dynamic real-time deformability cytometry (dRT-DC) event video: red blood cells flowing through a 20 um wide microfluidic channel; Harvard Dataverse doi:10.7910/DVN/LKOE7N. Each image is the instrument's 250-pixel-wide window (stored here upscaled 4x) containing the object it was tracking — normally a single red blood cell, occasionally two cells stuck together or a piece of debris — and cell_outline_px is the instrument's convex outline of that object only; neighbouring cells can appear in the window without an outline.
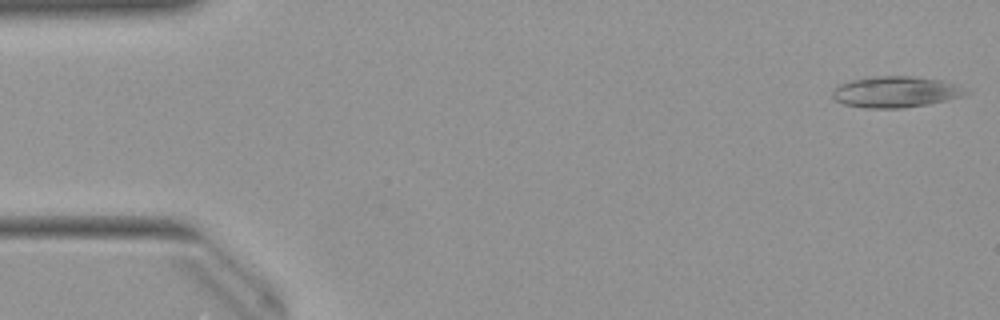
{"species": "Egyptian fruit bat (a non-hibernating species)", "species_latin": "Rousettus aegyptiacus", "temperature_condition": "warm", "stored_images_in_passage": 50, "camera_frame_rate_fps": 3000, "um_per_image_px": 0.085, "animal": {"sex": "female"}, "frame": {"image": 1, "passage_image": 1, "time_ms": 0.0, "image_size_px": [1000, 320], "cell_outline_px": [[972, 92], [964, 96], [948, 100], [928, 104], [904, 108], [864, 108], [844, 104], [836, 100], [832, 96], [832, 92], [836, 84], [852, 80], [872, 76], [912, 76], [944, 80], [956, 84]], "centroid_in_image_um": [76.15, 7.8], "position_along_channel_um": 8.8, "area_um2": 24.57}}
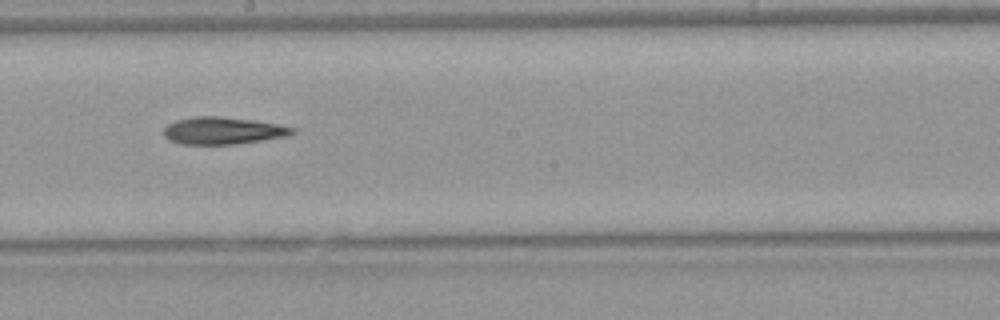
{"frame": {"image": 2, "passage_image": 27, "time_ms": 8.667, "image_size_px": [1000, 320], "cell_outline_px": [[296, 132], [288, 136], [264, 140], [236, 144], [180, 144], [168, 140], [164, 136], [164, 128], [168, 124], [176, 120], [196, 116], [220, 116], [256, 120], [296, 128]], "centroid_in_image_um": [18.96, 11.1], "position_along_channel_um": 229.2, "area_um2": 20.58}}
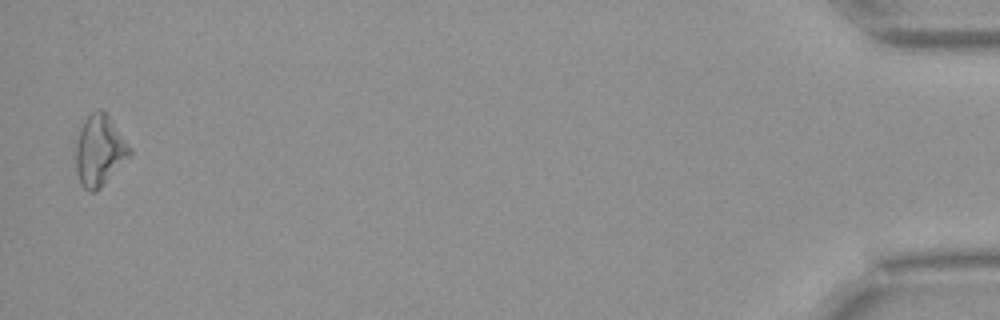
{"frame": {"image": 3, "passage_image": 49, "time_ms": 16.0, "image_size_px": [1000, 320], "cell_outline_px": [[132, 152], [100, 188], [96, 192], [92, 192], [84, 188], [76, 172], [76, 144], [80, 128], [84, 120], [92, 112], [100, 108], [108, 116], [132, 148]], "centroid_in_image_um": [8.44, 12.79], "position_along_channel_um": 426.8, "area_um2": 21.79}}